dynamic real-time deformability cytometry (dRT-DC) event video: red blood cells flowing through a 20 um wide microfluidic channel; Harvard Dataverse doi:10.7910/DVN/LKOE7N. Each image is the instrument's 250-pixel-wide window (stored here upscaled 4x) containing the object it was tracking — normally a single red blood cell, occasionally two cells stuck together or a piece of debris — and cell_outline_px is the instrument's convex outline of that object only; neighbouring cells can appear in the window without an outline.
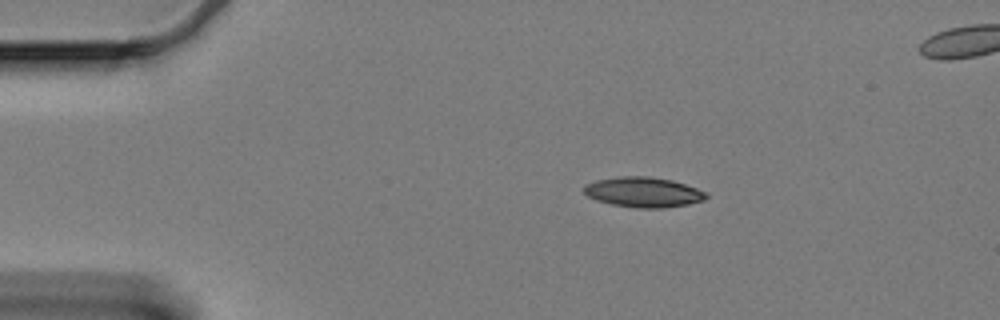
{"species": "Egyptian fruit bat (a non-hibernating species)", "species_latin": "Rousettus aegyptiacus", "temperature_condition": "cold", "stored_images_in_passage": 51, "segment_of_instrument_passage": [1, 2], "camera_frame_rate_fps": 3000, "um_per_image_px": 0.085, "animal": {"sex": "female"}, "frame": {"image": 1, "passage_image": 1, "time_ms": 0.0, "image_size_px": [1000, 320], "cell_outline_px": [[708, 196], [704, 200], [688, 204], [660, 208], [640, 208], [612, 204], [596, 200], [588, 196], [584, 192], [584, 184], [596, 180], [620, 176], [648, 176], [672, 180], [708, 192]], "centroid_in_image_um": [54.69, 16.32], "position_along_channel_um": 30.3, "area_um2": 21.39}}
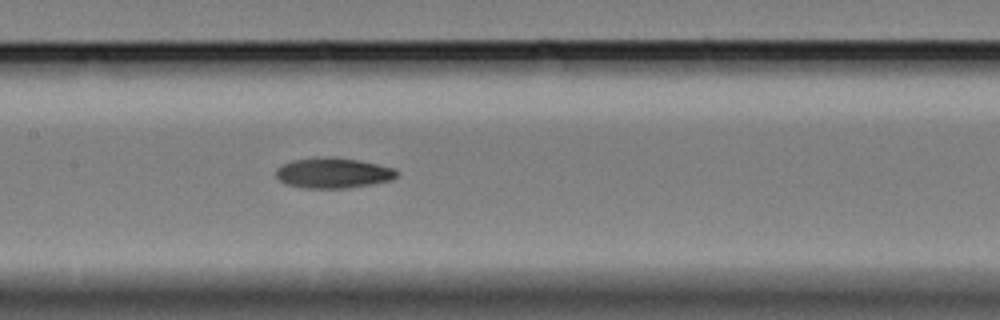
{"frame": {"image": 2, "passage_image": 19, "time_ms": 6.0, "image_size_px": [1000, 320], "cell_outline_px": [[400, 172], [396, 176], [388, 180], [368, 184], [344, 188], [304, 188], [288, 184], [280, 180], [276, 176], [276, 168], [292, 160], [324, 156], [332, 156], [360, 160], [396, 168]], "centroid_in_image_um": [28.32, 14.68], "position_along_channel_um": 179.1, "area_um2": 21.33}}
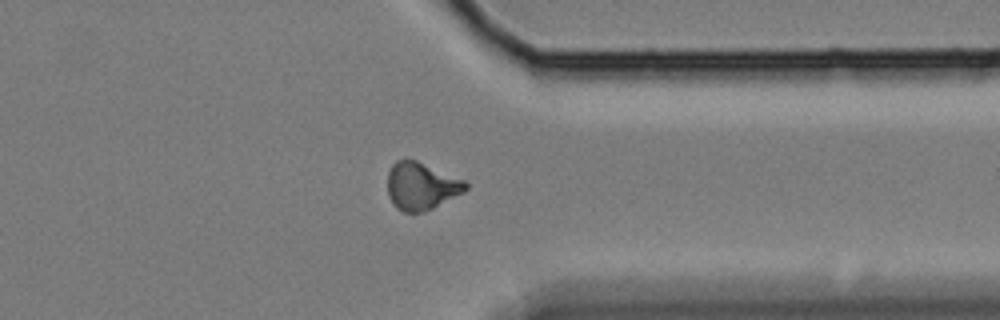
{"frame": {"image": 3, "passage_image": 37, "time_ms": 12.0, "image_size_px": [1000, 320], "cell_outline_px": [[468, 188], [464, 192], [424, 212], [404, 212], [396, 208], [388, 196], [388, 172], [392, 164], [396, 160], [416, 160], [464, 180], [468, 184]], "centroid_in_image_um": [35.79, 15.82], "position_along_channel_um": 375.6, "area_um2": 21.44}}